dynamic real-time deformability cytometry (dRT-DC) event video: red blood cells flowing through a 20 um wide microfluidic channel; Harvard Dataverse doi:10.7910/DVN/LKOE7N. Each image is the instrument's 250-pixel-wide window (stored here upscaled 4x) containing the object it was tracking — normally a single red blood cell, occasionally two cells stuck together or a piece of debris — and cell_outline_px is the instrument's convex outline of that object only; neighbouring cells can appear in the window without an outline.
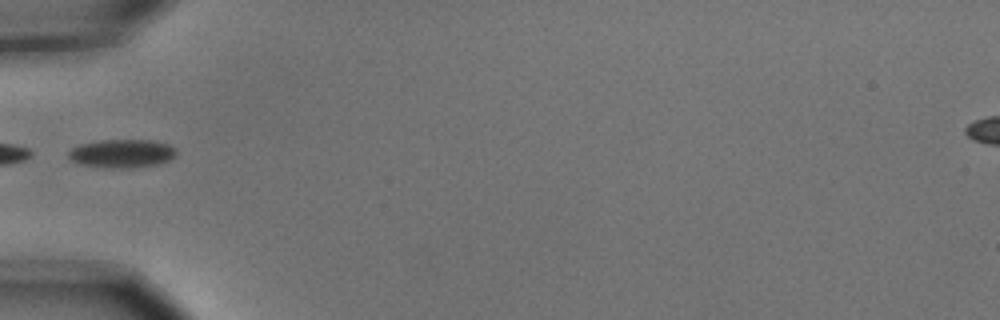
{"species": "common noctule bat (a hibernating species)", "species_latin": "Nyctalus noctula", "temperature_condition": "cold", "stored_images_in_passage": 8, "segment_of_instrument_passage": [2, 2], "camera_frame_rate_fps": 3000, "um_per_image_px": 0.085, "animal": {"sex": "male", "body_mass_g": 15.6}, "frame": {"image": 1, "passage_image": 5, "time_ms": 1.333, "image_size_px": [1000, 320], "cell_outline_px": [[176, 152], [168, 160], [156, 164], [132, 168], [104, 168], [80, 164], [68, 160], [68, 152], [72, 148], [80, 144], [100, 140], [152, 140], [168, 144]], "centroid_in_image_um": [10.28, 13.05], "position_along_channel_um": 74.7, "area_um2": 17.8}}
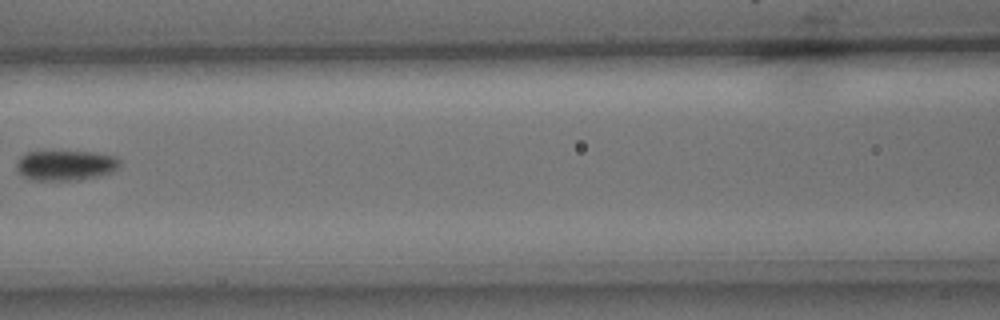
{"frame": {"image": 2, "passage_image": 7, "time_ms": 2.0, "image_size_px": [1000, 320], "cell_outline_px": [[120, 168], [112, 172], [100, 176], [84, 180], [28, 180], [16, 172], [16, 164], [20, 156], [28, 152], [44, 148], [96, 152], [116, 156], [120, 160]], "centroid_in_image_um": [5.55, 14.01], "position_along_channel_um": 161.1, "area_um2": 19.54}}
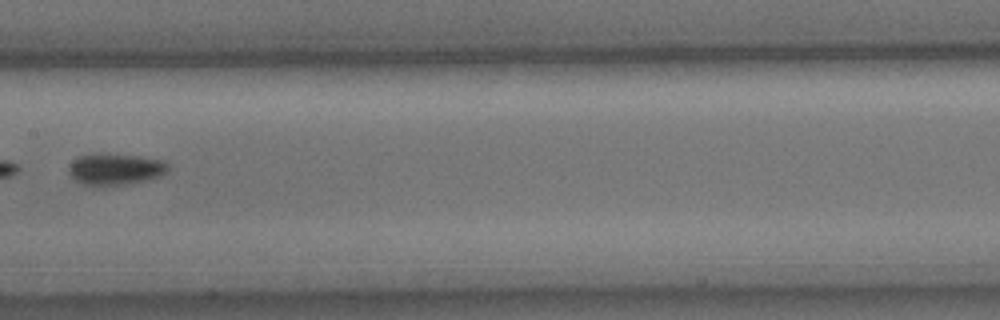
{"frame": {"image": 3, "passage_image": 8, "time_ms": 2.333, "image_size_px": [1000, 320], "cell_outline_px": [[168, 172], [160, 176], [148, 180], [128, 184], [84, 184], [76, 180], [68, 172], [68, 168], [80, 156], [140, 156], [164, 160], [168, 164]], "centroid_in_image_um": [9.91, 14.41], "position_along_channel_um": 197.5, "area_um2": 17.22}}